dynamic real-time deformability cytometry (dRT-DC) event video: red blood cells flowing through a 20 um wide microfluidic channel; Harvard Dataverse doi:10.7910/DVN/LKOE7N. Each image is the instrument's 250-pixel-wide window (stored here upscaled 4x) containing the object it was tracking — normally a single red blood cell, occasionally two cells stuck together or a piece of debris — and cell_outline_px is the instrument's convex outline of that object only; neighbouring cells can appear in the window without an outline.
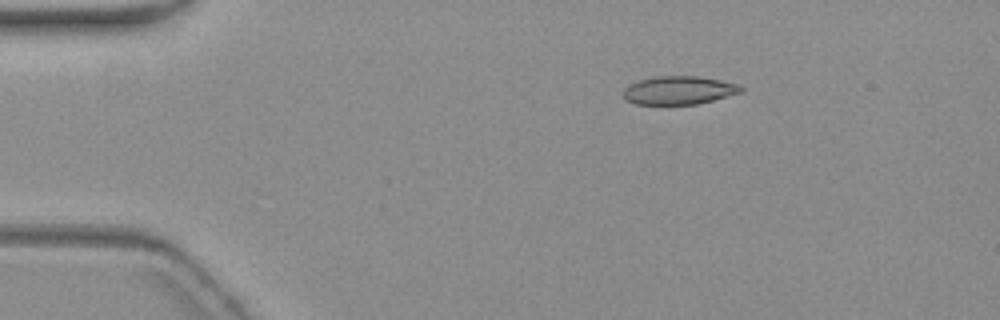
{"species": "common noctule bat (a hibernating species)", "species_latin": "Nyctalus noctula", "temperature_condition": "warm", "stored_images_in_passage": 4, "camera_frame_rate_fps": 3000, "um_per_image_px": 0.085, "animal": {"sex": "female", "body_mass_g": 19.3, "forearm_length_mm": 54.1}, "frame": {"image": 1, "passage_image": 2, "time_ms": 1.333, "image_size_px": [1000, 320], "cell_outline_px": [[744, 92], [696, 104], [636, 104], [628, 100], [624, 96], [624, 88], [628, 84], [640, 80], [656, 76], [696, 76], [720, 80], [740, 84], [744, 88]], "centroid_in_image_um": [57.74, 7.67], "position_along_channel_um": 27.3, "area_um2": 19.36}}